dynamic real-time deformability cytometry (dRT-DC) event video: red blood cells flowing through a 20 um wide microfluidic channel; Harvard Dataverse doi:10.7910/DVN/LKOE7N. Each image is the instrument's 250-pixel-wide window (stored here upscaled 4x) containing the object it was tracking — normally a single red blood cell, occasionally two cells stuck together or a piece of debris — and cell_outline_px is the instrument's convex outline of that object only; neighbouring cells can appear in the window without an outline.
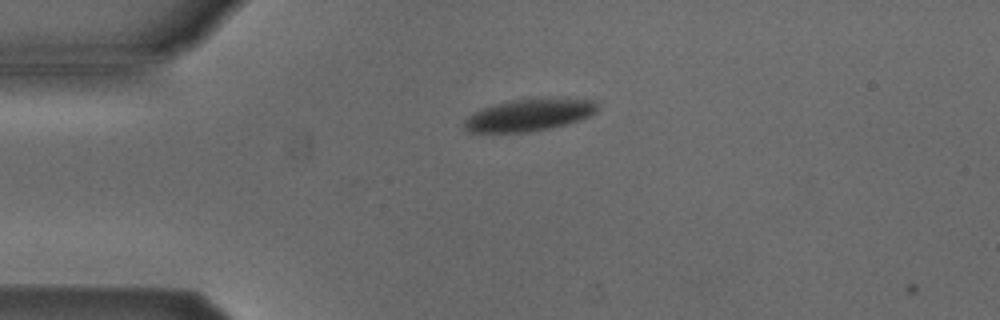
{"species": "Egyptian fruit bat (a non-hibernating species)", "species_latin": "Rousettus aegyptiacus", "temperature_condition": "cold", "stored_images_in_passage": 5, "camera_frame_rate_fps": 3000, "um_per_image_px": 0.085, "animal": {"sex": "male"}, "frame": {"image": 1, "passage_image": 3, "time_ms": 0.667, "image_size_px": [1000, 320], "cell_outline_px": [[600, 108], [596, 112], [580, 120], [548, 128], [528, 132], [468, 132], [464, 128], [464, 120], [472, 112], [496, 104], [512, 100], [536, 96], [568, 96], [596, 100], [600, 104]], "centroid_in_image_um": [45.08, 9.71], "position_along_channel_um": 39.9, "area_um2": 25.84}}